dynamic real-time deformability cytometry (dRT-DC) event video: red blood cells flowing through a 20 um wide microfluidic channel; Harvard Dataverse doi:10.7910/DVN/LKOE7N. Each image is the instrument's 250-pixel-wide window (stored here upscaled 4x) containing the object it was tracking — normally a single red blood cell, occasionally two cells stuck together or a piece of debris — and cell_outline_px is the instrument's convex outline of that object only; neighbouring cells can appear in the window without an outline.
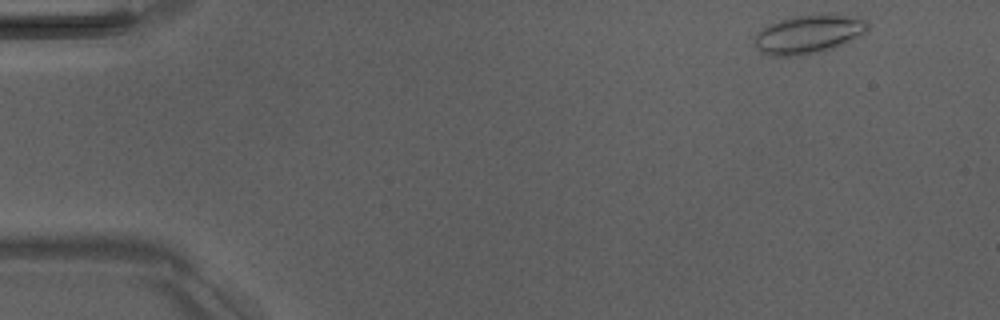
{"species": "Egyptian fruit bat (a non-hibernating species)", "species_latin": "Rousettus aegyptiacus", "temperature_condition": "room temperature", "stored_images_in_passage": 3, "camera_frame_rate_fps": 3000, "um_per_image_px": 0.085, "animal": {"sex": "male"}, "frame": {"image": 1, "passage_image": 1, "time_ms": 0.0, "image_size_px": [1000, 320], "cell_outline_px": [[868, 28], [864, 32], [852, 40], [836, 48], [824, 52], [800, 56], [768, 56], [760, 52], [756, 48], [756, 32], [780, 20], [792, 16], [844, 16], [868, 20]], "centroid_in_image_um": [68.7, 2.97], "position_along_channel_um": 16.3, "area_um2": 25.09}}